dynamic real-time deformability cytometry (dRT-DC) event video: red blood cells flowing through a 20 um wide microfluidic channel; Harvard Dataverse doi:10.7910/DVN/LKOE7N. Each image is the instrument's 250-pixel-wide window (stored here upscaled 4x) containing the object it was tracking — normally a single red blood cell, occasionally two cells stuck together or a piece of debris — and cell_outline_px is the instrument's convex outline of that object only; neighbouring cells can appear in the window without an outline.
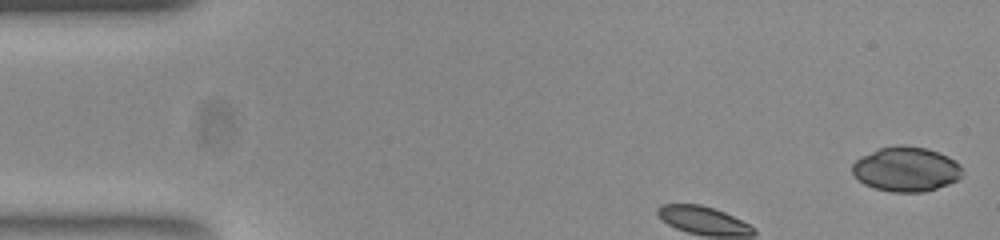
{"species": "common noctule bat (a hibernating species)", "species_latin": "Nyctalus noctula", "temperature_condition": "room temperature", "stored_images_in_passage": 40, "camera_frame_rate_fps": 3000, "um_per_image_px": 0.085, "animal": {"sex": "female", "body_mass_g": 23.0, "forearm_length_mm": 53.4}, "frame": {"image": 1, "passage_image": 1, "time_ms": 0.0, "image_size_px": [1000, 240], "cell_outline_px": [[964, 172], [956, 180], [948, 184], [924, 192], [892, 192], [876, 188], [864, 184], [852, 172], [852, 164], [860, 156], [880, 148], [896, 144], [904, 144], [928, 148], [948, 156], [960, 164]], "centroid_in_image_um": [77.03, 14.36], "position_along_channel_um": 8.0, "area_um2": 28.78}}
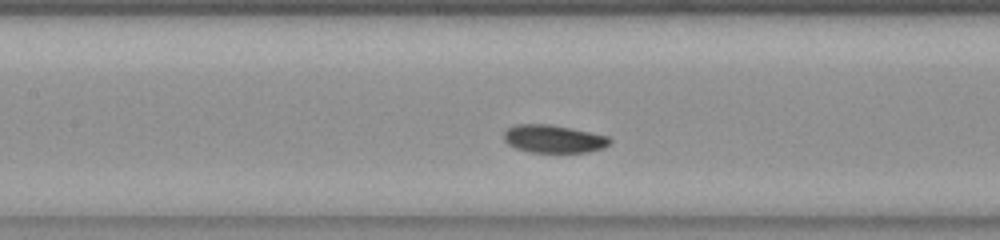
{"frame": {"image": 2, "passage_image": 17, "time_ms": 5.333, "image_size_px": [1000, 240], "cell_outline_px": [[612, 140], [604, 148], [588, 152], [528, 152], [516, 148], [508, 144], [504, 140], [504, 132], [508, 128], [516, 124], [548, 124], [608, 136]], "centroid_in_image_um": [47.03, 11.81], "position_along_channel_um": 160.4, "area_um2": 17.05}}
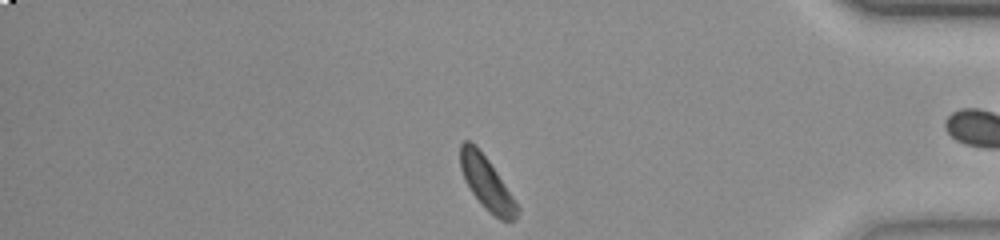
{"frame": {"image": 3, "passage_image": 38, "time_ms": 12.333, "image_size_px": [1000, 240], "cell_outline_px": [[520, 208], [516, 220], [500, 220], [472, 192], [460, 168], [460, 144], [464, 140], [468, 140], [488, 160]], "centroid_in_image_um": [41.38, 15.56], "position_along_channel_um": 393.8, "area_um2": 16.53}}